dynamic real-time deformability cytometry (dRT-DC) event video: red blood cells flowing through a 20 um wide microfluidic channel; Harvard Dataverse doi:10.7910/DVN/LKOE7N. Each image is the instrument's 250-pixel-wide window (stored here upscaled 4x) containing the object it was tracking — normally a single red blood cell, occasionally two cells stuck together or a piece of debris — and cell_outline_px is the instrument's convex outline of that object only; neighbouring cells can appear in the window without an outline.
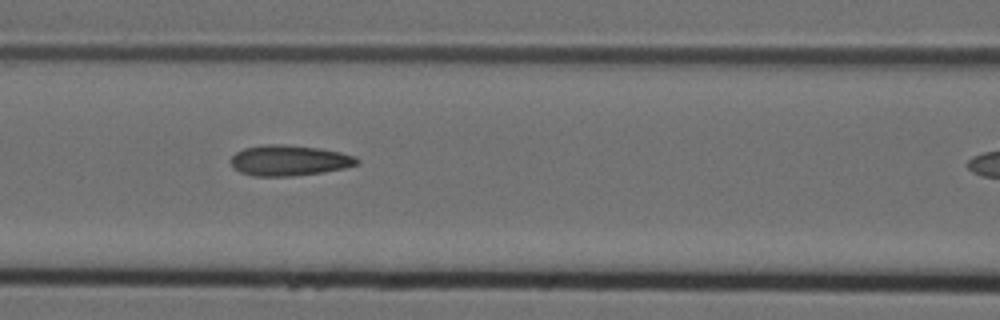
{"species": "Egyptian fruit bat (a non-hibernating species)", "species_latin": "Rousettus aegyptiacus", "temperature_condition": "cold", "stored_images_in_passage": 7, "camera_frame_rate_fps": 3000, "um_per_image_px": 0.085, "animal": {"sex": "female"}, "frame": {"image": 1, "passage_image": 4, "time_ms": 1.0, "image_size_px": [1000, 320], "cell_outline_px": [[360, 164], [344, 168], [320, 172], [292, 176], [252, 176], [240, 172], [228, 160], [236, 152], [244, 148], [264, 144], [280, 144], [320, 148], [340, 152], [356, 156], [360, 160]], "centroid_in_image_um": [24.59, 13.63], "position_along_channel_um": 142.0, "area_um2": 22.54}}
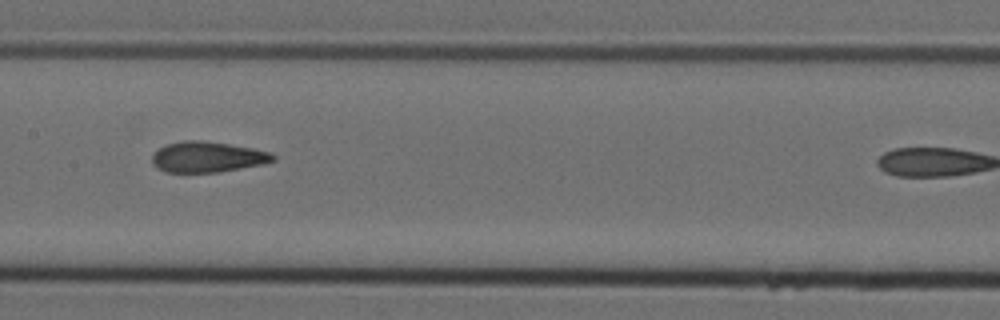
{"frame": {"image": 2, "passage_image": 5, "time_ms": 1.333, "image_size_px": [1000, 320], "cell_outline_px": [[276, 160], [264, 164], [220, 172], [164, 172], [156, 168], [152, 164], [152, 156], [160, 148], [168, 144], [184, 140], [200, 140], [228, 144], [252, 148], [272, 152], [276, 156]], "centroid_in_image_um": [17.66, 13.35], "position_along_channel_um": 189.7, "area_um2": 21.68}}
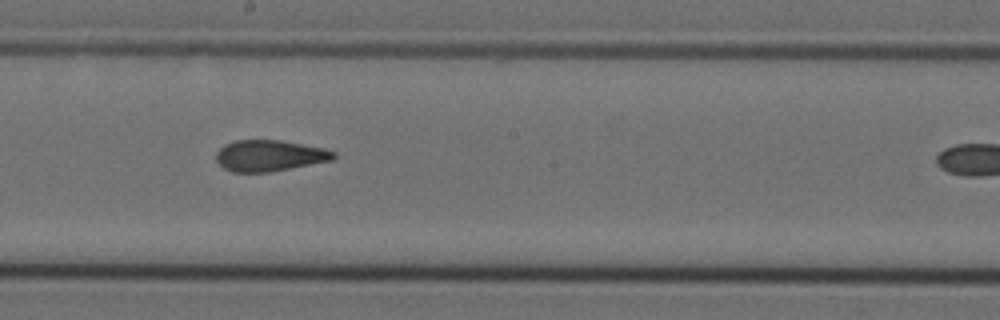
{"frame": {"image": 3, "passage_image": 6, "time_ms": 1.667, "image_size_px": [1000, 320], "cell_outline_px": [[336, 156], [332, 160], [268, 172], [232, 172], [224, 168], [216, 160], [216, 152], [224, 144], [236, 140], [280, 140], [324, 148], [336, 152]], "centroid_in_image_um": [22.89, 13.22], "position_along_channel_um": 225.3, "area_um2": 21.21}}